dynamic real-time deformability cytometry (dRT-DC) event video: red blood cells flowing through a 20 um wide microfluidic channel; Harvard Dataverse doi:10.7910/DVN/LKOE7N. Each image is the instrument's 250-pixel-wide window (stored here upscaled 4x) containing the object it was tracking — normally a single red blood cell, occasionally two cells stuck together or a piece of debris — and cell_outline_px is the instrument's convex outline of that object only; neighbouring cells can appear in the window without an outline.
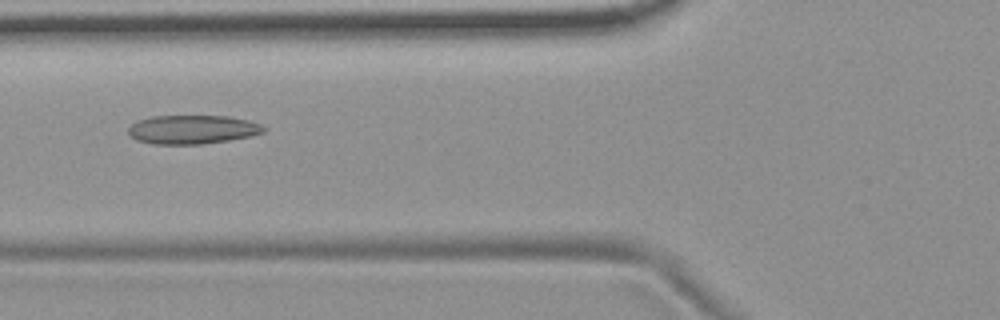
{"species": "common noctule bat (a hibernating species)", "species_latin": "Nyctalus noctula", "temperature_condition": "room temperature", "stored_images_in_passage": 44, "camera_frame_rate_fps": 3000, "um_per_image_px": 0.085, "animal": {"sex": "female", "body_mass_g": 19.9}, "frame": {"image": 1, "passage_image": 11, "time_ms": 3.333, "image_size_px": [1000, 320], "cell_outline_px": [[268, 128], [264, 132], [252, 136], [204, 144], [152, 144], [136, 140], [128, 132], [128, 128], [136, 120], [152, 116], [228, 116], [248, 120], [260, 124]], "centroid_in_image_um": [16.37, 11.01], "position_along_channel_um": 109.4, "area_um2": 22.89}}
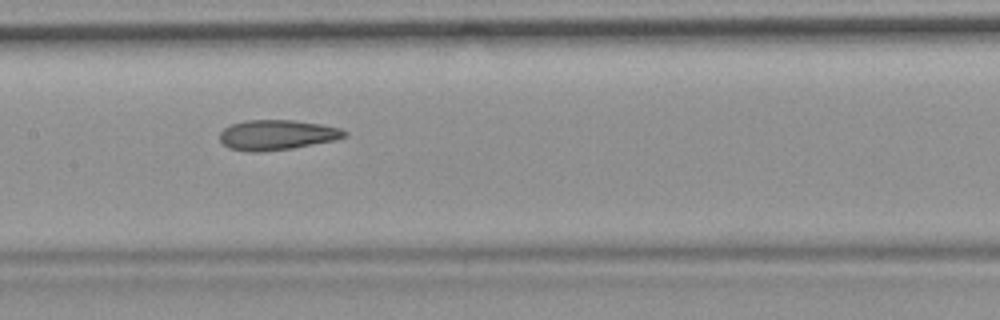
{"frame": {"image": 2, "passage_image": 17, "time_ms": 5.333, "image_size_px": [1000, 320], "cell_outline_px": [[348, 136], [332, 140], [292, 148], [260, 152], [248, 152], [228, 148], [220, 140], [220, 132], [224, 128], [232, 124], [248, 120], [292, 120], [320, 124], [340, 128], [348, 132]], "centroid_in_image_um": [23.52, 11.47], "position_along_channel_um": 183.9, "area_um2": 21.73}}
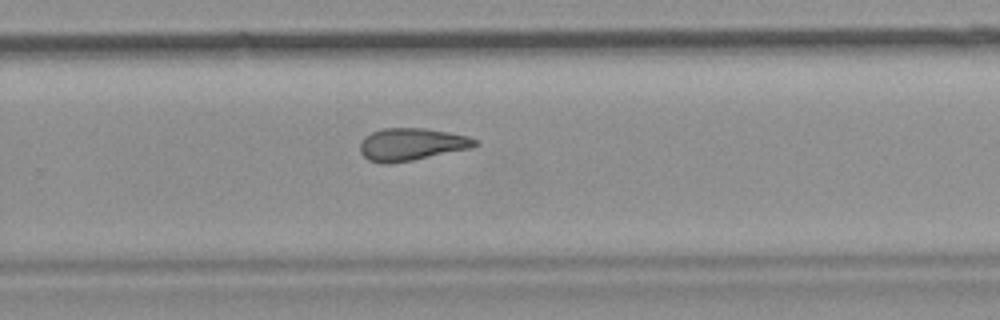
{"frame": {"image": 3, "passage_image": 26, "time_ms": 8.333, "image_size_px": [1000, 320], "cell_outline_px": [[480, 144], [472, 148], [412, 160], [388, 164], [380, 164], [368, 160], [360, 152], [360, 144], [364, 136], [372, 132], [384, 128], [424, 128], [448, 132], [468, 136], [480, 140]], "centroid_in_image_um": [34.99, 12.27], "position_along_channel_um": 294.8, "area_um2": 21.91}, "authors_computed_cell_mechanics": {"area_um2": 22.0796, "velocity_mm_per_s": 3.7175, "shape_relaxation_time_tau1_ms": null, "shape_relaxation_time_tau2_ms": 3.8232, "deformation_change_tau1": null, "deformation_change_tau2": 0.1407}}